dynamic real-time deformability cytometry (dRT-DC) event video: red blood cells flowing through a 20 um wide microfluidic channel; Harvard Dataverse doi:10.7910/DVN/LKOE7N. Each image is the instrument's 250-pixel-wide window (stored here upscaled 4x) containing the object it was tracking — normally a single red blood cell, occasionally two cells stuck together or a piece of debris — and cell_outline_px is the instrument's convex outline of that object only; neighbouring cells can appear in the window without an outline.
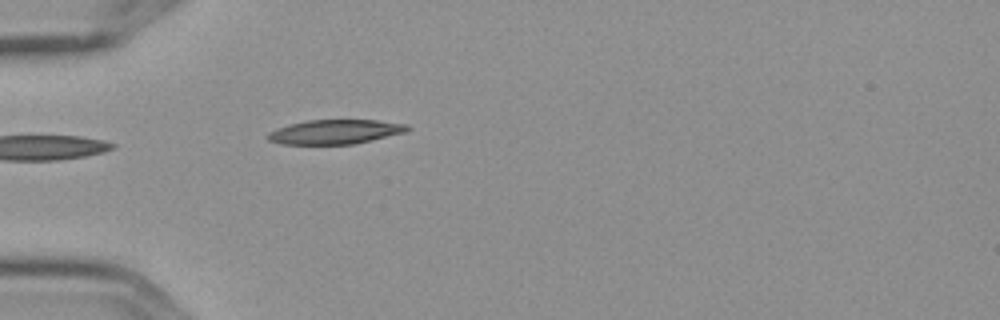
{"species": "Egyptian fruit bat (a non-hibernating species)", "species_latin": "Rousettus aegyptiacus", "temperature_condition": "cold", "stored_images_in_passage": 4, "camera_frame_rate_fps": 3000, "um_per_image_px": 0.085, "frame": {"image": 1, "passage_image": 4, "time_ms": 1.0, "image_size_px": [1000, 320], "cell_outline_px": [[412, 128], [404, 132], [372, 140], [352, 144], [280, 144], [268, 140], [268, 132], [276, 128], [288, 124], [308, 120], [376, 120], [408, 124]], "centroid_in_image_um": [28.47, 11.2], "position_along_channel_um": 56.5, "area_um2": 19.83}}